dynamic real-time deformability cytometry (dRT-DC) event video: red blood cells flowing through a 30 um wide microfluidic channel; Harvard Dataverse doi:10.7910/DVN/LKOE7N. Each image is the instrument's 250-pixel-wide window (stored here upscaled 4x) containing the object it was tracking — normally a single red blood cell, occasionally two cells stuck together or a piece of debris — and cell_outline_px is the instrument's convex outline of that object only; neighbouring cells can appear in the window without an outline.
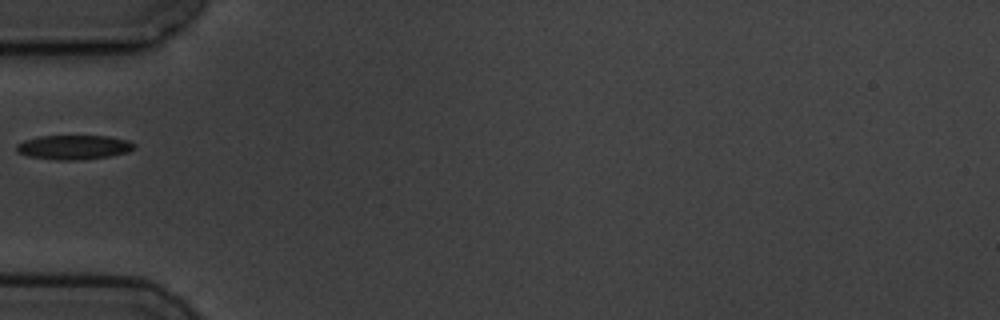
{"species": "common noctule bat (a hibernating species)", "species_latin": "Nyctalus noctula", "temperature_condition": "cold", "stored_images_in_passage": 2, "camera_frame_rate_fps": 3000, "um_per_image_px": 0.085, "animal": {"sex": "male", "body_mass_g": 19.5, "forearm_length_mm": 54.6}, "frame": {"image": 1, "passage_image": 1, "time_ms": 0.0, "image_size_px": [1000, 320], "cell_outline_px": [[136, 144], [128, 152], [108, 156], [80, 160], [56, 160], [28, 156], [16, 152], [16, 144], [24, 140], [40, 136], [108, 136], [128, 140]], "centroid_in_image_um": [6.24, 12.51], "position_along_channel_um": 78.8, "area_um2": 16.7}}
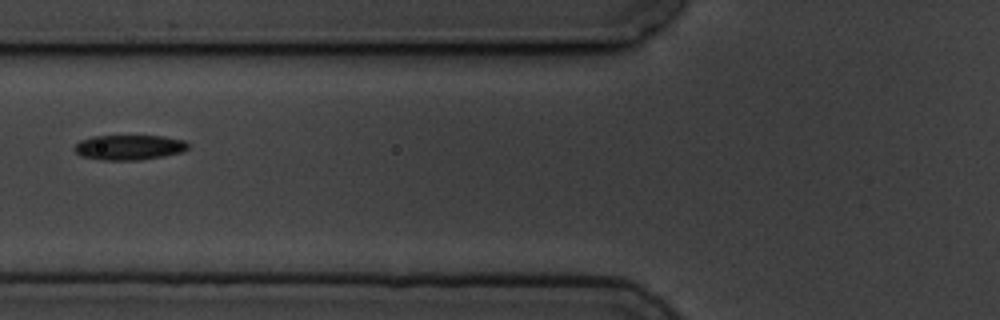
{"frame": {"image": 2, "passage_image": 2, "time_ms": 1.0, "image_size_px": [1000, 320], "cell_outline_px": [[188, 148], [184, 152], [164, 156], [140, 160], [104, 160], [80, 156], [72, 148], [80, 140], [92, 136], [164, 136], [184, 140], [188, 144]], "centroid_in_image_um": [10.98, 12.53], "position_along_channel_um": 114.8, "area_um2": 16.7}}